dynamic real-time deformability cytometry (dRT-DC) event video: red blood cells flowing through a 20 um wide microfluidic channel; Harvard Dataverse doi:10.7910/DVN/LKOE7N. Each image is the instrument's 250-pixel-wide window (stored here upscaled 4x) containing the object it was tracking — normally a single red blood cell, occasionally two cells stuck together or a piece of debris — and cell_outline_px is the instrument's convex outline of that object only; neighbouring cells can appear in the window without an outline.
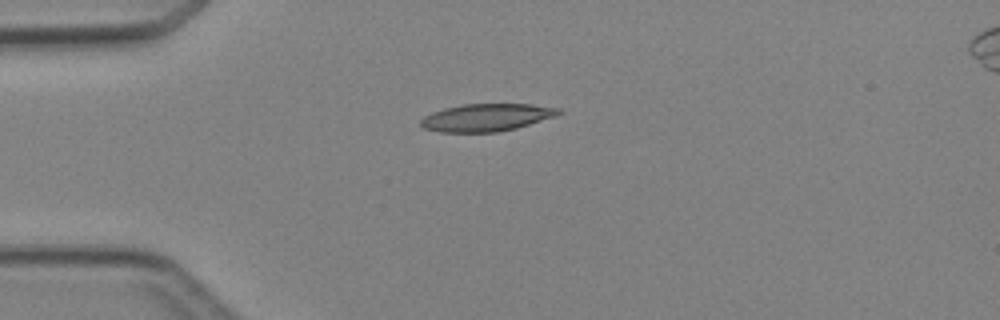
{"species": "Egyptian fruit bat (a non-hibernating species)", "species_latin": "Rousettus aegyptiacus", "temperature_condition": "cold", "stored_images_in_passage": 3, "camera_frame_rate_fps": 3000, "um_per_image_px": 0.085, "animal": {"sex": "female"}, "frame": {"image": 1, "passage_image": 3, "time_ms": 3.0, "image_size_px": [1000, 320], "cell_outline_px": [[564, 112], [556, 116], [516, 128], [496, 132], [440, 132], [424, 128], [420, 124], [420, 120], [424, 116], [432, 112], [444, 108], [460, 104], [532, 104], [560, 108]], "centroid_in_image_um": [41.36, 9.98], "position_along_channel_um": 43.6, "area_um2": 22.2}}